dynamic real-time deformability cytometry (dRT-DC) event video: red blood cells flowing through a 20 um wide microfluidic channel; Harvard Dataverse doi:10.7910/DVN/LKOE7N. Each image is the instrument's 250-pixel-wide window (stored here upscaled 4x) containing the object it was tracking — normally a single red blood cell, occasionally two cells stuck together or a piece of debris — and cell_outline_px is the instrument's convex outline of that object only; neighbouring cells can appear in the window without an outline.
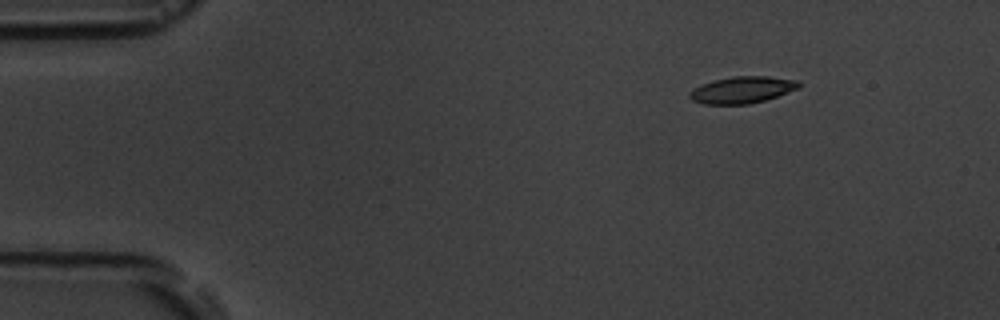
{"species": "common noctule bat (a hibernating species)", "species_latin": "Nyctalus noctula", "temperature_condition": "room temperature", "stored_images_in_passage": 4, "camera_frame_rate_fps": 3000, "um_per_image_px": 0.085, "animal": {"sex": "male", "body_mass_g": 19.5, "forearm_length_mm": 54.6}, "frame": {"image": 1, "passage_image": 1, "time_ms": 0.0, "image_size_px": [1000, 320], "cell_outline_px": [[800, 88], [764, 100], [748, 104], [704, 104], [692, 100], [688, 96], [688, 92], [700, 84], [732, 76], [768, 76], [800, 80]], "centroid_in_image_um": [63.08, 7.63], "position_along_channel_um": 21.9, "area_um2": 17.05}}
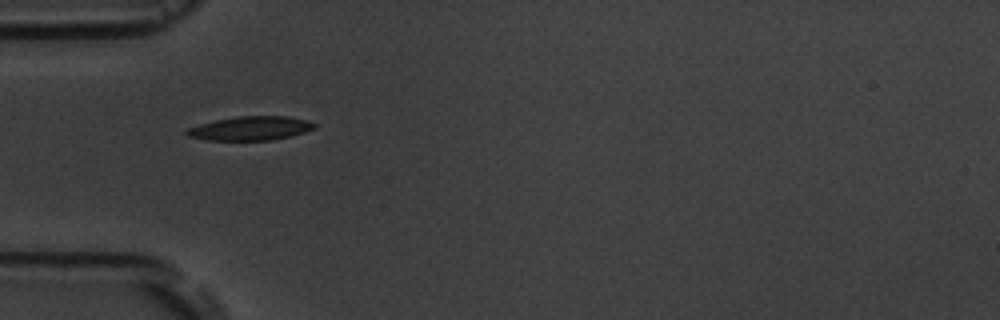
{"frame": {"image": 2, "passage_image": 3, "time_ms": 3.333, "image_size_px": [1000, 320], "cell_outline_px": [[316, 128], [292, 136], [272, 140], [208, 140], [188, 136], [184, 132], [188, 128], [200, 124], [216, 120], [236, 116], [288, 116], [308, 120], [316, 124]], "centroid_in_image_um": [21.32, 10.9], "position_along_channel_um": 63.7, "area_um2": 17.86}}
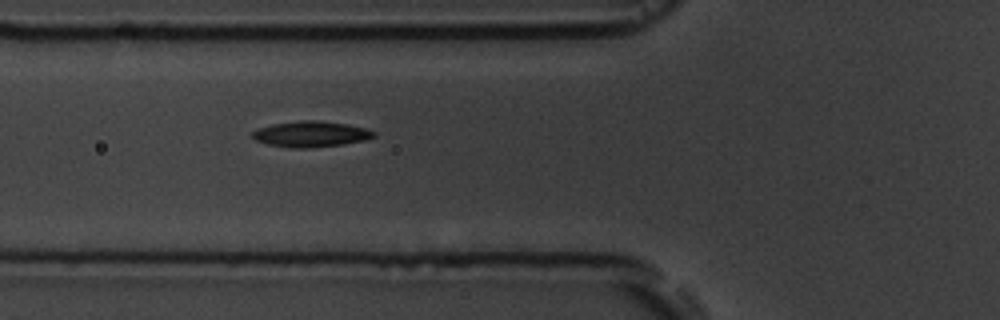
{"frame": {"image": 3, "passage_image": 4, "time_ms": 4.333, "image_size_px": [1000, 320], "cell_outline_px": [[376, 136], [364, 140], [344, 144], [312, 148], [292, 148], [268, 144], [256, 140], [252, 136], [252, 132], [256, 128], [272, 124], [300, 120], [320, 120], [348, 124], [368, 128], [376, 132]], "centroid_in_image_um": [26.45, 11.39], "position_along_channel_um": 99.4, "area_um2": 18.5}}